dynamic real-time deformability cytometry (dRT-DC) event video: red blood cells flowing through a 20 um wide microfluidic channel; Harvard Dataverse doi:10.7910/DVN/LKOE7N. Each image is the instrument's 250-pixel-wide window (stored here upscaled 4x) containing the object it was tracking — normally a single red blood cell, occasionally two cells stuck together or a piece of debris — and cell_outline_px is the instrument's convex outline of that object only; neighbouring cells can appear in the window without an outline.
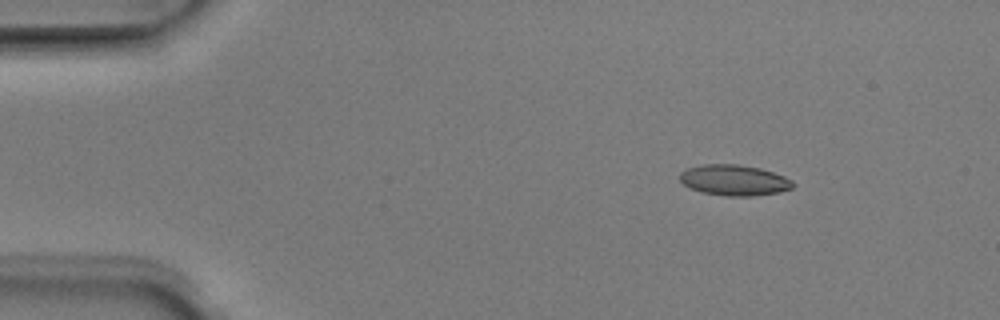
{"species": "Egyptian fruit bat (a non-hibernating species)", "species_latin": "Rousettus aegyptiacus", "temperature_condition": "room temperature", "stored_images_in_passage": 4, "camera_frame_rate_fps": 3000, "um_per_image_px": 0.085, "animal": {"sex": "male"}, "frame": {"image": 1, "passage_image": 1, "time_ms": 0.0, "image_size_px": [1000, 320], "cell_outline_px": [[796, 184], [792, 188], [780, 192], [752, 196], [728, 196], [700, 192], [684, 184], [680, 180], [680, 172], [688, 168], [704, 164], [736, 164], [760, 168], [784, 176], [792, 180]], "centroid_in_image_um": [62.43, 15.32], "position_along_channel_um": 22.6, "area_um2": 20.23}}
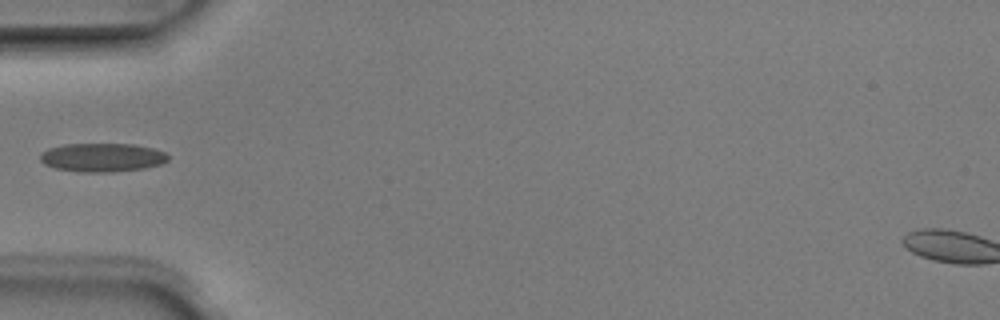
{"frame": {"image": 2, "passage_image": 4, "time_ms": 1.0, "image_size_px": [1000, 320], "cell_outline_px": [[168, 160], [160, 164], [144, 168], [112, 172], [80, 172], [56, 168], [44, 164], [40, 160], [40, 152], [48, 148], [64, 144], [136, 144], [152, 148], [164, 152], [168, 156]], "centroid_in_image_um": [8.66, 13.38], "position_along_channel_um": 76.3, "area_um2": 21.39}}